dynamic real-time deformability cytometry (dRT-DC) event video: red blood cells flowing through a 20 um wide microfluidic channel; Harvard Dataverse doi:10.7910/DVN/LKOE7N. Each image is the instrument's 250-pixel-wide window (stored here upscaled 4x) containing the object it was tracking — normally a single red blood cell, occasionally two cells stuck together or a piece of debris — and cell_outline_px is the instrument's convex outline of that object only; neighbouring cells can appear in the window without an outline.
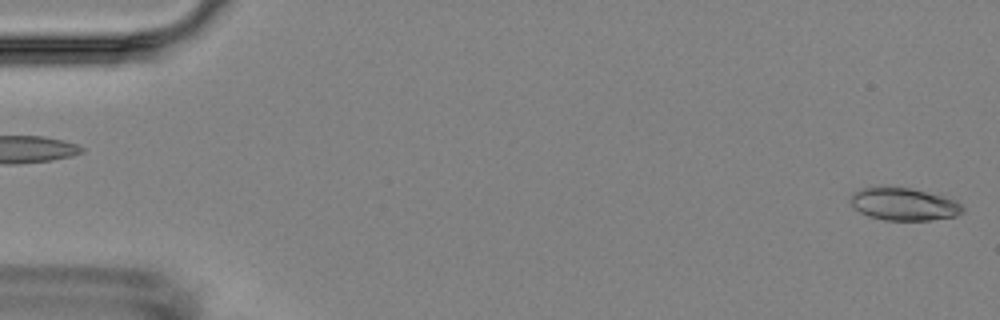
{"species": "Egyptian fruit bat (a non-hibernating species)", "species_latin": "Rousettus aegyptiacus", "temperature_condition": "room temperature", "stored_images_in_passage": 3, "camera_frame_rate_fps": 3000, "um_per_image_px": 0.085, "animal": {"sex": "female"}, "frame": {"image": 1, "passage_image": 3, "time_ms": 2.333, "image_size_px": [1000, 320], "cell_outline_px": [[964, 212], [956, 216], [928, 220], [884, 220], [868, 216], [860, 212], [852, 204], [852, 192], [860, 188], [908, 188], [940, 196], [952, 200], [960, 204], [964, 208]], "centroid_in_image_um": [76.82, 17.38], "position_along_channel_um": 8.2, "area_um2": 20.63}}